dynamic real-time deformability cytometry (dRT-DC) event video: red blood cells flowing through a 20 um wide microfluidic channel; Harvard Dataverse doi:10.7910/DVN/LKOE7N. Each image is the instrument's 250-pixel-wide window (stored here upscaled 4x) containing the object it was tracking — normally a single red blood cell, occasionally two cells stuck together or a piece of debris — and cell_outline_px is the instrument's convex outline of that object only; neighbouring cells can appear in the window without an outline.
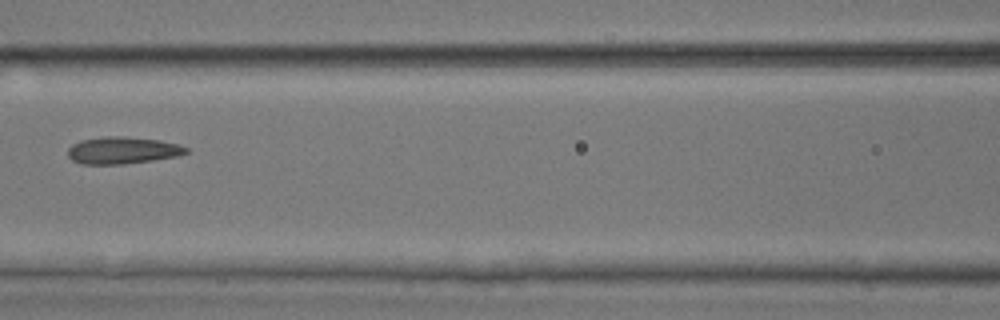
{"species": "common noctule bat (a hibernating species)", "species_latin": "Nyctalus noctula", "temperature_condition": "room temperature", "stored_images_in_passage": 3, "camera_frame_rate_fps": 3000, "um_per_image_px": 0.085, "animal": {"sex": "male", "body_mass_g": 17.9, "forearm_length_mm": 54.2}, "frame": {"image": 1, "passage_image": 3, "time_ms": 0.667, "image_size_px": [1000, 320], "cell_outline_px": [[188, 152], [176, 156], [152, 160], [124, 164], [80, 164], [72, 160], [68, 156], [68, 148], [72, 144], [80, 140], [108, 136], [120, 136], [160, 140], [180, 144], [188, 148]], "centroid_in_image_um": [10.4, 12.78], "position_along_channel_um": 156.2, "area_um2": 18.61}}